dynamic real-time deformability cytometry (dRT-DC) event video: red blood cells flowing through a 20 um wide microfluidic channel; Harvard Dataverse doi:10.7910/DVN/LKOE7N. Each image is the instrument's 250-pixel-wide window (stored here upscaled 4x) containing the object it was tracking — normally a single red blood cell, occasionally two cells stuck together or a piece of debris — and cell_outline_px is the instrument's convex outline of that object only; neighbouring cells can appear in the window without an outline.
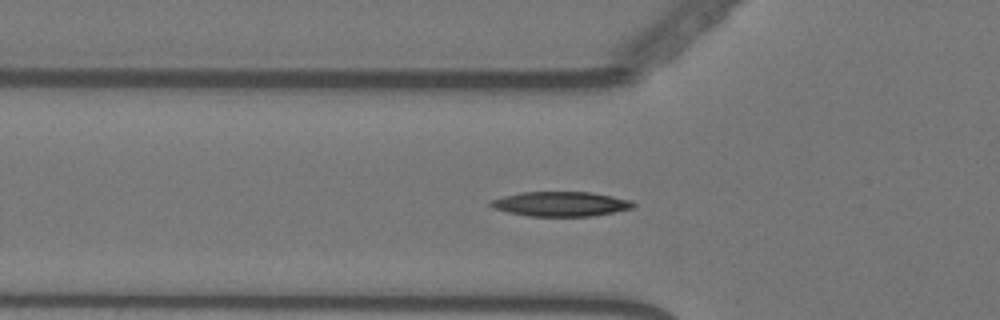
{"species": "Egyptian fruit bat (a non-hibernating species)", "species_latin": "Rousettus aegyptiacus", "temperature_condition": "warm", "stored_images_in_passage": 53, "camera_frame_rate_fps": 3000, "um_per_image_px": 0.085, "animal": {"sex": "female"}, "frame": {"image": 1, "passage_image": 15, "time_ms": 4.667, "image_size_px": [1000, 320], "cell_outline_px": [[636, 204], [632, 208], [616, 212], [592, 216], [528, 216], [508, 212], [492, 208], [488, 204], [488, 200], [520, 192], [592, 192], [632, 200]], "centroid_in_image_um": [47.65, 17.33], "position_along_channel_um": 78.2, "area_um2": 20.69}}
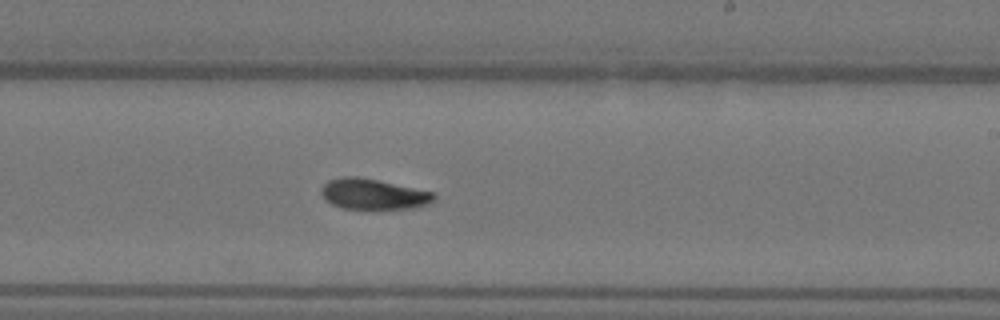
{"frame": {"image": 2, "passage_image": 30, "time_ms": 9.667, "image_size_px": [1000, 320], "cell_outline_px": [[436, 196], [428, 204], [412, 208], [340, 208], [324, 200], [320, 192], [320, 188], [328, 180], [344, 176], [356, 176], [376, 180], [432, 192]], "centroid_in_image_um": [31.65, 16.49], "position_along_channel_um": 257.4, "area_um2": 19.77}}
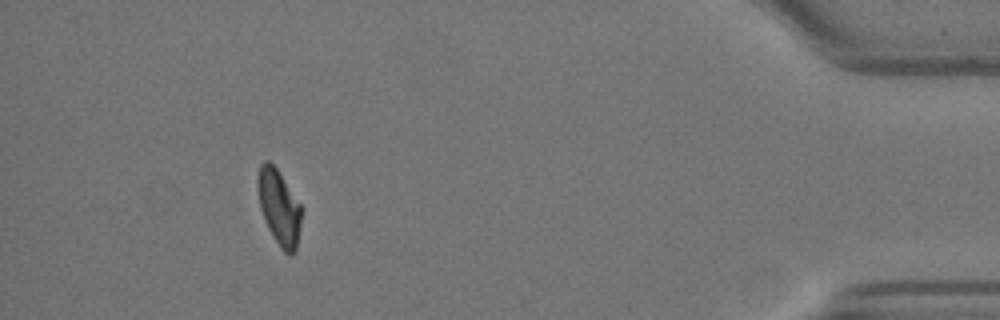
{"frame": {"image": 3, "passage_image": 48, "time_ms": 15.667, "image_size_px": [1000, 320], "cell_outline_px": [[300, 224], [296, 252], [292, 256], [288, 256], [280, 248], [272, 236], [264, 220], [260, 208], [256, 184], [256, 180], [260, 164], [264, 160], [268, 160], [276, 168], [300, 204]], "centroid_in_image_um": [23.68, 17.65], "position_along_channel_um": 411.5, "area_um2": 19.19}, "authors_computed_cell_mechanics": {"area_um2": 19.7676, "velocity_mm_per_s": 3.5703, "shape_relaxation_time_tau1_ms": 4.3189, "shape_relaxation_time_tau2_ms": 9.0184, "deformation_change_tau1": 0.1567, "deformation_change_tau2": 0.143}}